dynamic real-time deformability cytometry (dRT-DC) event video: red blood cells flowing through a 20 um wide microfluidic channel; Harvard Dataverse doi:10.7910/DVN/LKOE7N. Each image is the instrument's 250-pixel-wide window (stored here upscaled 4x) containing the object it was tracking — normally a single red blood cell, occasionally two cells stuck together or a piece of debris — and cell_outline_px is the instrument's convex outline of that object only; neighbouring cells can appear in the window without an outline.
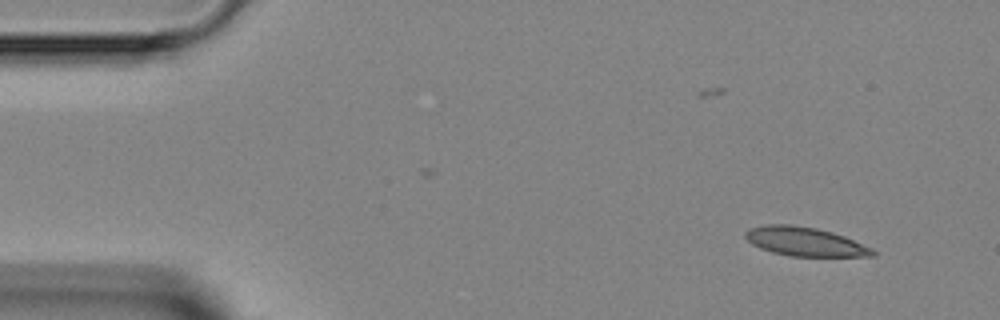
{"species": "Egyptian fruit bat (a non-hibernating species)", "species_latin": "Rousettus aegyptiacus", "temperature_condition": "room temperature", "stored_images_in_passage": 5, "camera_frame_rate_fps": 3000, "um_per_image_px": 0.085, "animal": {"sex": "female"}, "frame": {"image": 1, "passage_image": 1, "time_ms": 0.0, "image_size_px": [1000, 320], "cell_outline_px": [[876, 256], [788, 256], [772, 252], [760, 248], [752, 244], [744, 236], [744, 232], [748, 228], [764, 224], [792, 224], [816, 228], [832, 232], [844, 236], [872, 248], [876, 252]], "centroid_in_image_um": [68.38, 20.53], "position_along_channel_um": 16.6, "area_um2": 21.56}}
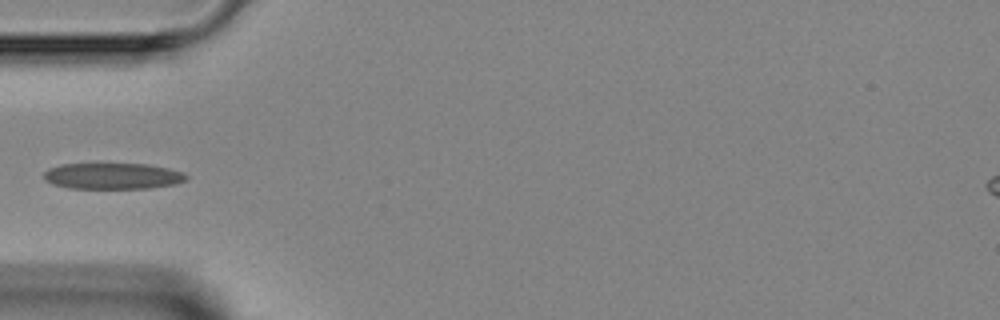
{"frame": {"image": 2, "passage_image": 4, "time_ms": 3.667, "image_size_px": [1000, 320], "cell_outline_px": [[188, 180], [176, 184], [148, 188], [68, 188], [52, 184], [44, 180], [44, 172], [48, 168], [60, 164], [148, 164], [168, 168], [180, 172], [188, 176]], "centroid_in_image_um": [9.56, 14.96], "position_along_channel_um": 75.4, "area_um2": 21.73}}
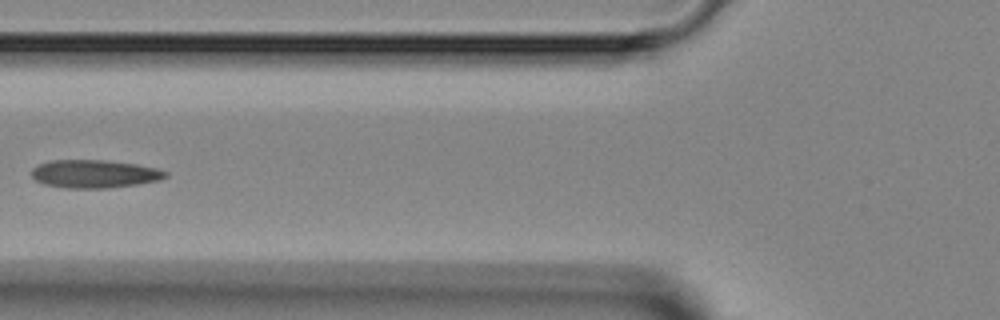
{"frame": {"image": 3, "passage_image": 5, "time_ms": 4.667, "image_size_px": [1000, 320], "cell_outline_px": [[168, 176], [160, 180], [136, 184], [108, 188], [68, 188], [44, 184], [36, 180], [32, 176], [32, 168], [40, 164], [52, 160], [108, 160], [136, 164], [156, 168], [168, 172]], "centroid_in_image_um": [8.05, 14.77], "position_along_channel_um": 117.8, "area_um2": 21.85}}